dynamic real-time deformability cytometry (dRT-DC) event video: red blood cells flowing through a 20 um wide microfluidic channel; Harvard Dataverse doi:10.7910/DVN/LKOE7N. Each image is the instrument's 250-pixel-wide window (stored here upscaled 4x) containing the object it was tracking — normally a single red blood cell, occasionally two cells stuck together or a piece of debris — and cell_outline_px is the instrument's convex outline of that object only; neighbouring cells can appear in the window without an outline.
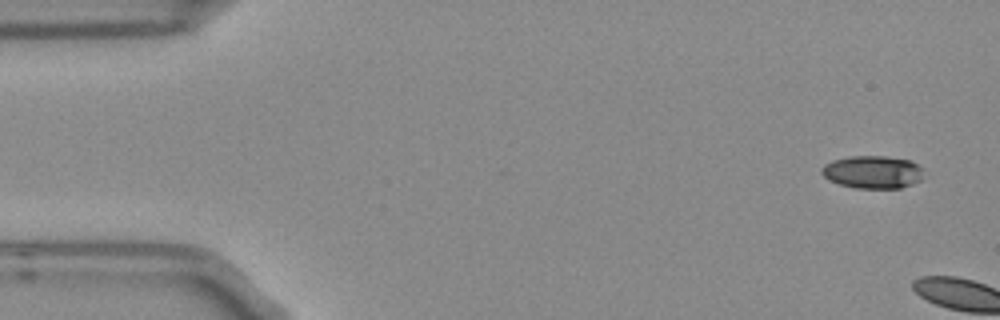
{"species": "Egyptian fruit bat (a non-hibernating species)", "species_latin": "Rousettus aegyptiacus", "temperature_condition": "room temperature", "stored_images_in_passage": 2, "camera_frame_rate_fps": 3000, "um_per_image_px": 0.085, "frame": {"image": 1, "passage_image": 1, "time_ms": 0.0, "image_size_px": [1000, 320], "cell_outline_px": [[924, 168], [920, 180], [912, 184], [900, 188], [856, 188], [840, 184], [828, 180], [820, 172], [820, 168], [824, 164], [832, 160], [848, 156], [888, 156], [912, 160]], "centroid_in_image_um": [74.17, 14.61], "position_along_channel_um": 10.8, "area_um2": 19.77}}